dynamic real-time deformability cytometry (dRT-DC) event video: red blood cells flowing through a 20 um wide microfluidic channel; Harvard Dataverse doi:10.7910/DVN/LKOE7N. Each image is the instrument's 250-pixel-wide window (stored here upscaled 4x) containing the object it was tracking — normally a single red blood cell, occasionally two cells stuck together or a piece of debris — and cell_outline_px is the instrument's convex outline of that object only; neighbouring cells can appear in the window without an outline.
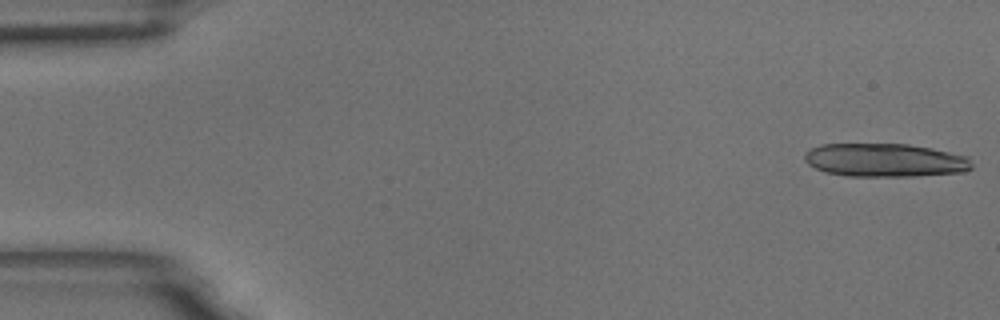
{"species": "common noctule bat (a hibernating species)", "species_latin": "Nyctalus noctula", "temperature_condition": "room temperature", "stored_images_in_passage": 15, "camera_frame_rate_fps": 3000, "um_per_image_px": 0.085, "animal": {"sex": "male", "body_mass_g": 18.8}, "frame": {"image": 1, "passage_image": 1, "time_ms": 0.0, "image_size_px": [1000, 320], "cell_outline_px": [[972, 168], [964, 172], [916, 176], [848, 176], [824, 172], [808, 164], [804, 160], [804, 152], [820, 144], [908, 144], [932, 148], [968, 156], [972, 164]], "centroid_in_image_um": [75.22, 13.61], "position_along_channel_um": 9.8, "area_um2": 32.77}}